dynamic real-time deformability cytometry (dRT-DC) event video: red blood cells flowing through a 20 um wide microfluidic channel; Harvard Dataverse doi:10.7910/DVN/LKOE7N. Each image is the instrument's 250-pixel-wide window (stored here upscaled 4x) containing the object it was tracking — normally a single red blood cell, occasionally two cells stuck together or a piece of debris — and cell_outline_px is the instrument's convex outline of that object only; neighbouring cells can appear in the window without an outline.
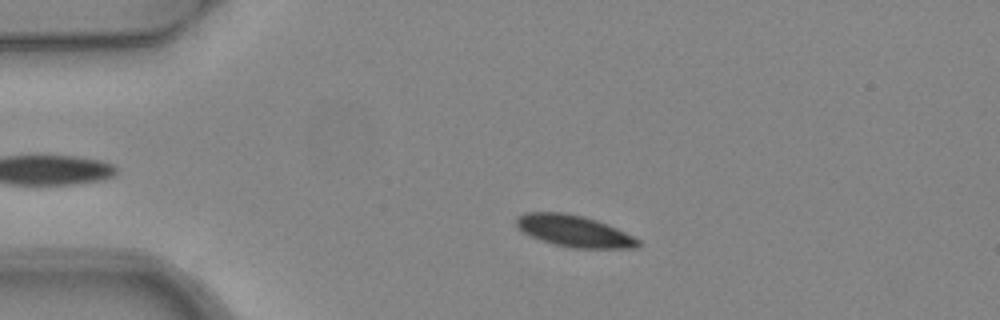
{"species": "common noctule bat (a hibernating species)", "species_latin": "Nyctalus noctula", "temperature_condition": "warm", "stored_images_in_passage": 3, "camera_frame_rate_fps": 3000, "um_per_image_px": 0.085, "animal": {"sex": "female", "body_mass_g": 24.6, "forearm_length_mm": 56.2}, "frame": {"image": 1, "passage_image": 2, "time_ms": 0.333, "image_size_px": [1000, 320], "cell_outline_px": [[640, 248], [572, 248], [540, 240], [524, 232], [516, 224], [516, 216], [524, 212], [564, 212], [584, 216], [608, 224], [640, 240]], "centroid_in_image_um": [48.8, 19.63], "position_along_channel_um": 36.2, "area_um2": 22.37}}